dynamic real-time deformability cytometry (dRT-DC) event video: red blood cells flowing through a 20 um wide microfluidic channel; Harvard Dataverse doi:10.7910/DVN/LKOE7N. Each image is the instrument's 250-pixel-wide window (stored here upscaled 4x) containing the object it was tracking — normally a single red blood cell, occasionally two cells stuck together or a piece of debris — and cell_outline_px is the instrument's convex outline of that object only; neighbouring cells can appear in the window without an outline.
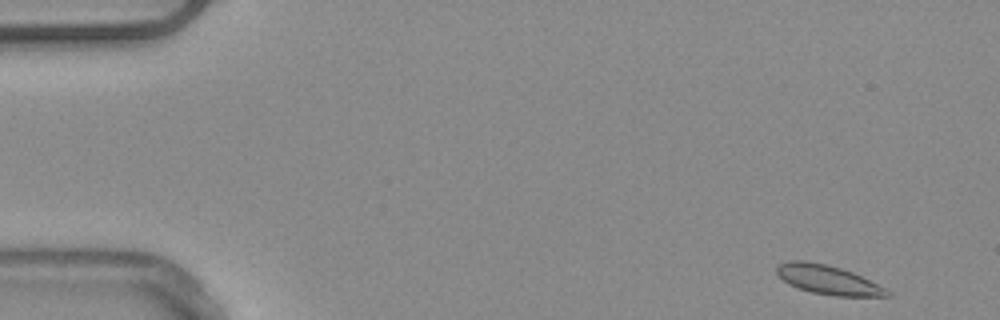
{"species": "common noctule bat (a hibernating species)", "species_latin": "Nyctalus noctula", "temperature_condition": "warm", "stored_images_in_passage": 50, "camera_frame_rate_fps": 3000, "um_per_image_px": 0.085, "animal": {"sex": "male", "body_mass_g": 20.4}, "frame": {"image": 1, "passage_image": 1, "time_ms": 0.0, "image_size_px": [1000, 320], "cell_outline_px": [[892, 296], [836, 296], [812, 292], [788, 284], [776, 272], [776, 268], [780, 264], [788, 260], [804, 260], [824, 264], [840, 268], [852, 272], [892, 292]], "centroid_in_image_um": [70.37, 23.78], "position_along_channel_um": 14.6, "area_um2": 18.38}}
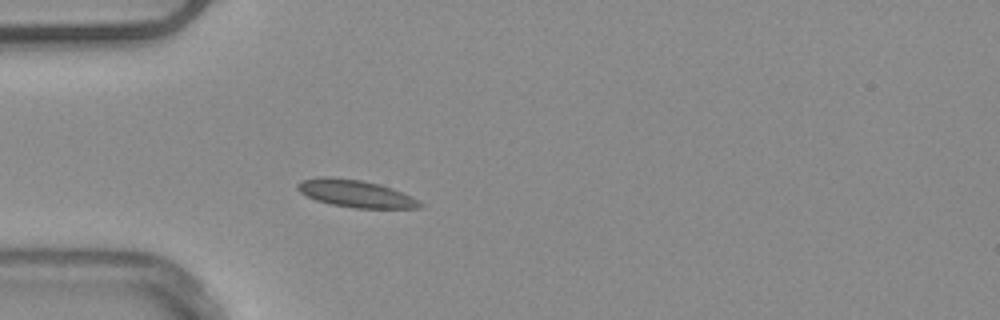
{"frame": {"image": 2, "passage_image": 13, "time_ms": 4.0, "image_size_px": [1000, 320], "cell_outline_px": [[424, 204], [420, 208], [356, 208], [332, 204], [316, 200], [300, 192], [296, 188], [296, 184], [300, 180], [320, 176], [332, 176], [360, 180], [380, 184], [392, 188]], "centroid_in_image_um": [30.16, 16.44], "position_along_channel_um": 54.8, "area_um2": 19.36}}
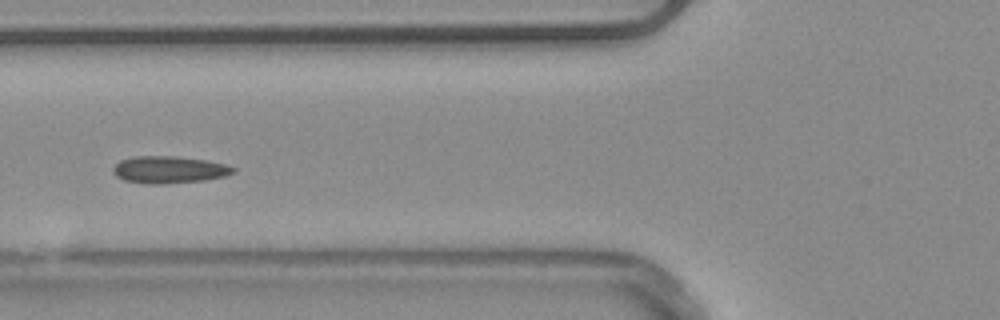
{"frame": {"image": 3, "passage_image": 18, "time_ms": 5.667, "image_size_px": [1000, 320], "cell_outline_px": [[236, 172], [224, 176], [204, 180], [164, 184], [144, 184], [124, 180], [116, 176], [112, 172], [112, 168], [120, 160], [136, 156], [172, 156], [204, 160], [228, 164], [236, 168]], "centroid_in_image_um": [14.37, 14.43], "position_along_channel_um": 111.4, "area_um2": 19.07}, "authors_computed_cell_mechanics": {"area_um2": 18.0914, "velocity_mm_per_s": 3.8548, "shape_relaxation_time_tau1_ms": null, "shape_relaxation_time_tau2_ms": 1.4753, "deformation_change_tau1": null, "deformation_change_tau2": 0.0584}}